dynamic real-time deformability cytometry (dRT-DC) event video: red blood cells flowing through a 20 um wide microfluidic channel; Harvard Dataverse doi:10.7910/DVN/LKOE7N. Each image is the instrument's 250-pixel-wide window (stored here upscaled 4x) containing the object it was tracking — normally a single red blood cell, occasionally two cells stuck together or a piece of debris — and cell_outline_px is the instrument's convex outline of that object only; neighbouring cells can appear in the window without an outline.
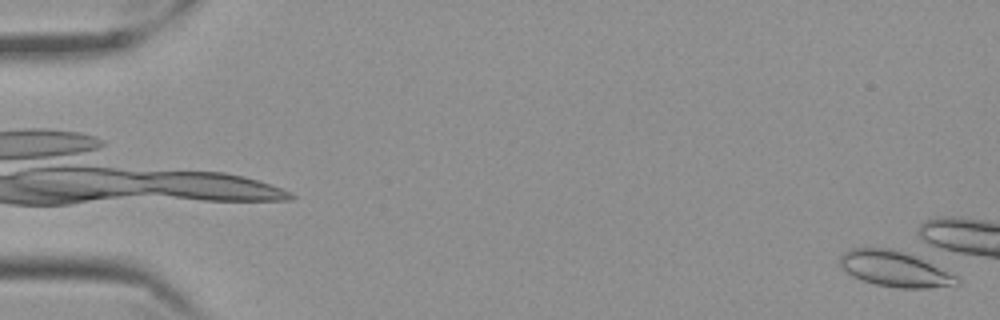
{"species": "Egyptian fruit bat (a non-hibernating species)", "species_latin": "Rousettus aegyptiacus", "temperature_condition": "cold", "stored_images_in_passage": 5, "camera_frame_rate_fps": 3000, "um_per_image_px": 0.085, "frame": {"image": 1, "passage_image": 1, "time_ms": 0.0, "image_size_px": [1000, 320], "cell_outline_px": [[960, 284], [928, 288], [900, 288], [876, 284], [852, 276], [840, 268], [840, 256], [848, 248], [892, 248], [904, 252], [956, 276], [960, 280]], "centroid_in_image_um": [75.98, 22.86], "position_along_channel_um": 9.0, "area_um2": 23.81}}